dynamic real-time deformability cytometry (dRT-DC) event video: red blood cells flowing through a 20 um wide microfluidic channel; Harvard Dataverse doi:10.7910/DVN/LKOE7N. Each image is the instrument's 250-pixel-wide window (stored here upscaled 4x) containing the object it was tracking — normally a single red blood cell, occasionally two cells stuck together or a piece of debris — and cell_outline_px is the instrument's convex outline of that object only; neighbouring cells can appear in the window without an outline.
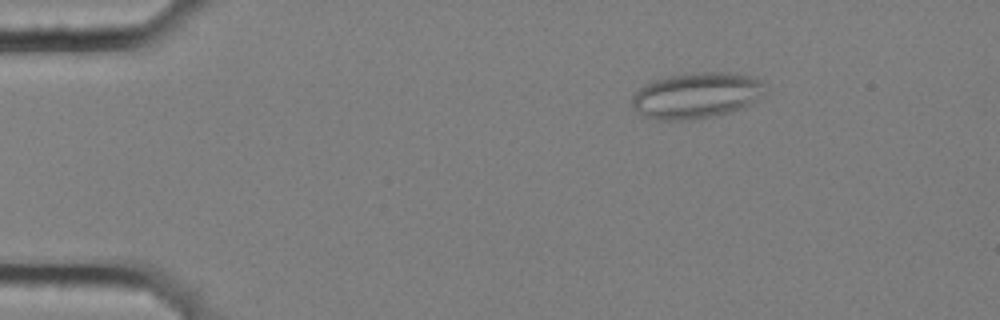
{"species": "common noctule bat (a hibernating species)", "species_latin": "Nyctalus noctula", "temperature_condition": "cold", "stored_images_in_passage": 57, "camera_frame_rate_fps": 3000, "um_per_image_px": 0.085, "animal": {"sex": "female", "body_mass_g": 25.1}, "frame": {"image": 1, "passage_image": 9, "time_ms": 2.667, "image_size_px": [1000, 320], "cell_outline_px": [[768, 92], [744, 108], [712, 116], [680, 120], [660, 120], [644, 116], [636, 112], [632, 108], [632, 96], [644, 84], [652, 80], [668, 76], [692, 72], [728, 72], [752, 76], [764, 80], [768, 84]], "centroid_in_image_um": [59.25, 8.09], "position_along_channel_um": 25.7, "area_um2": 36.18}}
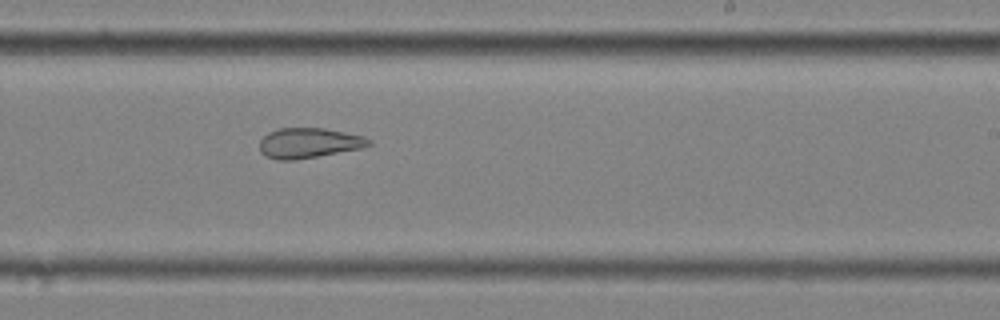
{"frame": {"image": 2, "passage_image": 35, "time_ms": 11.333, "image_size_px": [1000, 320], "cell_outline_px": [[372, 144], [364, 148], [296, 160], [276, 160], [264, 156], [260, 152], [260, 140], [268, 132], [280, 128], [324, 128], [364, 136], [372, 140]], "centroid_in_image_um": [26.26, 12.16], "position_along_channel_um": 262.7, "area_um2": 19.42}}
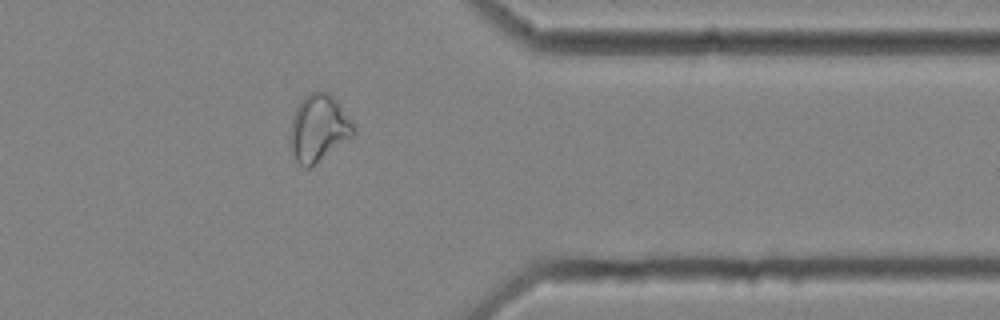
{"frame": {"image": 3, "passage_image": 46, "time_ms": 15.0, "image_size_px": [1000, 320], "cell_outline_px": [[356, 132], [352, 136], [308, 168], [304, 168], [296, 160], [292, 152], [288, 136], [292, 116], [300, 100], [304, 96], [312, 92], [328, 92], [336, 100], [356, 124]], "centroid_in_image_um": [27.07, 10.87], "position_along_channel_um": 384.3, "area_um2": 24.68}, "authors_computed_cell_mechanics": {"area_um2": 26.588, "velocity_mm_per_s": 3.5769, "shape_relaxation_time_tau1_ms": null, "shape_relaxation_time_tau2_ms": 1.8012, "deformation_change_tau1": null, "deformation_change_tau2": 0.0993}}